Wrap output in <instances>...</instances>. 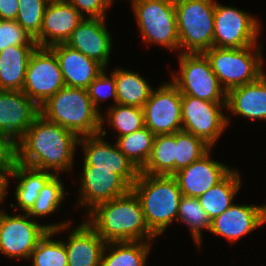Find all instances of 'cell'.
<instances>
[{"mask_svg": "<svg viewBox=\"0 0 266 266\" xmlns=\"http://www.w3.org/2000/svg\"><path fill=\"white\" fill-rule=\"evenodd\" d=\"M79 137L39 114L17 142L18 162L59 175L72 170Z\"/></svg>", "mask_w": 266, "mask_h": 266, "instance_id": "obj_1", "label": "cell"}, {"mask_svg": "<svg viewBox=\"0 0 266 266\" xmlns=\"http://www.w3.org/2000/svg\"><path fill=\"white\" fill-rule=\"evenodd\" d=\"M85 221L106 242H153L157 237L149 230L139 198L127 194L98 204Z\"/></svg>", "mask_w": 266, "mask_h": 266, "instance_id": "obj_2", "label": "cell"}, {"mask_svg": "<svg viewBox=\"0 0 266 266\" xmlns=\"http://www.w3.org/2000/svg\"><path fill=\"white\" fill-rule=\"evenodd\" d=\"M131 190L139 198L146 224L156 237L177 220L183 194L173 176L140 172Z\"/></svg>", "mask_w": 266, "mask_h": 266, "instance_id": "obj_3", "label": "cell"}, {"mask_svg": "<svg viewBox=\"0 0 266 266\" xmlns=\"http://www.w3.org/2000/svg\"><path fill=\"white\" fill-rule=\"evenodd\" d=\"M40 114L80 137L96 135L101 130V114L87 89L64 86L40 107Z\"/></svg>", "mask_w": 266, "mask_h": 266, "instance_id": "obj_4", "label": "cell"}, {"mask_svg": "<svg viewBox=\"0 0 266 266\" xmlns=\"http://www.w3.org/2000/svg\"><path fill=\"white\" fill-rule=\"evenodd\" d=\"M262 46L255 44L243 48L211 47L204 54L221 86L226 90L252 83L264 73Z\"/></svg>", "mask_w": 266, "mask_h": 266, "instance_id": "obj_5", "label": "cell"}, {"mask_svg": "<svg viewBox=\"0 0 266 266\" xmlns=\"http://www.w3.org/2000/svg\"><path fill=\"white\" fill-rule=\"evenodd\" d=\"M180 53L213 47L215 0H174Z\"/></svg>", "mask_w": 266, "mask_h": 266, "instance_id": "obj_6", "label": "cell"}, {"mask_svg": "<svg viewBox=\"0 0 266 266\" xmlns=\"http://www.w3.org/2000/svg\"><path fill=\"white\" fill-rule=\"evenodd\" d=\"M132 3L137 25L146 44L179 50L174 0H135Z\"/></svg>", "mask_w": 266, "mask_h": 266, "instance_id": "obj_7", "label": "cell"}, {"mask_svg": "<svg viewBox=\"0 0 266 266\" xmlns=\"http://www.w3.org/2000/svg\"><path fill=\"white\" fill-rule=\"evenodd\" d=\"M178 73L172 82L181 96H193L211 102H226L227 91L221 86L204 53H179Z\"/></svg>", "mask_w": 266, "mask_h": 266, "instance_id": "obj_8", "label": "cell"}, {"mask_svg": "<svg viewBox=\"0 0 266 266\" xmlns=\"http://www.w3.org/2000/svg\"><path fill=\"white\" fill-rule=\"evenodd\" d=\"M70 221L40 224L27 213L7 214L0 210V252L10 259H29L31 252L49 230L69 225Z\"/></svg>", "mask_w": 266, "mask_h": 266, "instance_id": "obj_9", "label": "cell"}, {"mask_svg": "<svg viewBox=\"0 0 266 266\" xmlns=\"http://www.w3.org/2000/svg\"><path fill=\"white\" fill-rule=\"evenodd\" d=\"M256 16L216 2L214 10L213 47L243 48L258 44L261 31Z\"/></svg>", "mask_w": 266, "mask_h": 266, "instance_id": "obj_10", "label": "cell"}, {"mask_svg": "<svg viewBox=\"0 0 266 266\" xmlns=\"http://www.w3.org/2000/svg\"><path fill=\"white\" fill-rule=\"evenodd\" d=\"M64 86L56 54L49 47H37L29 59L22 92L40 107Z\"/></svg>", "mask_w": 266, "mask_h": 266, "instance_id": "obj_11", "label": "cell"}, {"mask_svg": "<svg viewBox=\"0 0 266 266\" xmlns=\"http://www.w3.org/2000/svg\"><path fill=\"white\" fill-rule=\"evenodd\" d=\"M182 131L203 139L213 147L229 125V118L221 111L226 102H211L193 96H182Z\"/></svg>", "mask_w": 266, "mask_h": 266, "instance_id": "obj_12", "label": "cell"}, {"mask_svg": "<svg viewBox=\"0 0 266 266\" xmlns=\"http://www.w3.org/2000/svg\"><path fill=\"white\" fill-rule=\"evenodd\" d=\"M152 90L143 107L145 126L155 135L182 131V96L172 81Z\"/></svg>", "mask_w": 266, "mask_h": 266, "instance_id": "obj_13", "label": "cell"}, {"mask_svg": "<svg viewBox=\"0 0 266 266\" xmlns=\"http://www.w3.org/2000/svg\"><path fill=\"white\" fill-rule=\"evenodd\" d=\"M105 129L101 128L99 134L79 138L78 146L83 147V166L112 170L132 187L140 171L120 151L116 143L110 144L103 138L107 135Z\"/></svg>", "mask_w": 266, "mask_h": 266, "instance_id": "obj_14", "label": "cell"}, {"mask_svg": "<svg viewBox=\"0 0 266 266\" xmlns=\"http://www.w3.org/2000/svg\"><path fill=\"white\" fill-rule=\"evenodd\" d=\"M82 168L78 204L88 209L87 214L98 204L121 197L131 190V187L112 170L94 169V166Z\"/></svg>", "mask_w": 266, "mask_h": 266, "instance_id": "obj_15", "label": "cell"}, {"mask_svg": "<svg viewBox=\"0 0 266 266\" xmlns=\"http://www.w3.org/2000/svg\"><path fill=\"white\" fill-rule=\"evenodd\" d=\"M211 149L200 159L173 174L184 196L198 198L222 181L233 169L211 158Z\"/></svg>", "mask_w": 266, "mask_h": 266, "instance_id": "obj_16", "label": "cell"}, {"mask_svg": "<svg viewBox=\"0 0 266 266\" xmlns=\"http://www.w3.org/2000/svg\"><path fill=\"white\" fill-rule=\"evenodd\" d=\"M265 223V205L235 203L211 221L209 232L233 244Z\"/></svg>", "mask_w": 266, "mask_h": 266, "instance_id": "obj_17", "label": "cell"}, {"mask_svg": "<svg viewBox=\"0 0 266 266\" xmlns=\"http://www.w3.org/2000/svg\"><path fill=\"white\" fill-rule=\"evenodd\" d=\"M106 25V18L85 17L72 31L65 44L94 59L107 69L112 50V38Z\"/></svg>", "mask_w": 266, "mask_h": 266, "instance_id": "obj_18", "label": "cell"}, {"mask_svg": "<svg viewBox=\"0 0 266 266\" xmlns=\"http://www.w3.org/2000/svg\"><path fill=\"white\" fill-rule=\"evenodd\" d=\"M39 114V106L22 91L0 90L1 133L18 142Z\"/></svg>", "mask_w": 266, "mask_h": 266, "instance_id": "obj_19", "label": "cell"}, {"mask_svg": "<svg viewBox=\"0 0 266 266\" xmlns=\"http://www.w3.org/2000/svg\"><path fill=\"white\" fill-rule=\"evenodd\" d=\"M84 17L68 2L47 4L39 35L34 39L38 47L65 43Z\"/></svg>", "mask_w": 266, "mask_h": 266, "instance_id": "obj_20", "label": "cell"}, {"mask_svg": "<svg viewBox=\"0 0 266 266\" xmlns=\"http://www.w3.org/2000/svg\"><path fill=\"white\" fill-rule=\"evenodd\" d=\"M58 59L65 86L87 89L105 69L94 59L75 50L65 43L49 47Z\"/></svg>", "mask_w": 266, "mask_h": 266, "instance_id": "obj_21", "label": "cell"}, {"mask_svg": "<svg viewBox=\"0 0 266 266\" xmlns=\"http://www.w3.org/2000/svg\"><path fill=\"white\" fill-rule=\"evenodd\" d=\"M64 242L68 266H100L106 242L84 220Z\"/></svg>", "mask_w": 266, "mask_h": 266, "instance_id": "obj_22", "label": "cell"}, {"mask_svg": "<svg viewBox=\"0 0 266 266\" xmlns=\"http://www.w3.org/2000/svg\"><path fill=\"white\" fill-rule=\"evenodd\" d=\"M225 110L252 121L266 120V74L252 83L228 90Z\"/></svg>", "mask_w": 266, "mask_h": 266, "instance_id": "obj_23", "label": "cell"}, {"mask_svg": "<svg viewBox=\"0 0 266 266\" xmlns=\"http://www.w3.org/2000/svg\"><path fill=\"white\" fill-rule=\"evenodd\" d=\"M55 176L54 173L29 167L17 162L10 177L17 179L14 196L16 204L24 213H28L34 206L39 192Z\"/></svg>", "mask_w": 266, "mask_h": 266, "instance_id": "obj_24", "label": "cell"}, {"mask_svg": "<svg viewBox=\"0 0 266 266\" xmlns=\"http://www.w3.org/2000/svg\"><path fill=\"white\" fill-rule=\"evenodd\" d=\"M38 46H10L0 52V90L22 91L26 68Z\"/></svg>", "mask_w": 266, "mask_h": 266, "instance_id": "obj_25", "label": "cell"}, {"mask_svg": "<svg viewBox=\"0 0 266 266\" xmlns=\"http://www.w3.org/2000/svg\"><path fill=\"white\" fill-rule=\"evenodd\" d=\"M239 173L236 168L233 169L222 181L198 197L210 221L234 204L233 199L242 186Z\"/></svg>", "mask_w": 266, "mask_h": 266, "instance_id": "obj_26", "label": "cell"}, {"mask_svg": "<svg viewBox=\"0 0 266 266\" xmlns=\"http://www.w3.org/2000/svg\"><path fill=\"white\" fill-rule=\"evenodd\" d=\"M115 79L117 104L143 108L153 88L140 74L124 68L112 70Z\"/></svg>", "mask_w": 266, "mask_h": 266, "instance_id": "obj_27", "label": "cell"}, {"mask_svg": "<svg viewBox=\"0 0 266 266\" xmlns=\"http://www.w3.org/2000/svg\"><path fill=\"white\" fill-rule=\"evenodd\" d=\"M152 244L148 241L106 243L100 266H146Z\"/></svg>", "mask_w": 266, "mask_h": 266, "instance_id": "obj_28", "label": "cell"}, {"mask_svg": "<svg viewBox=\"0 0 266 266\" xmlns=\"http://www.w3.org/2000/svg\"><path fill=\"white\" fill-rule=\"evenodd\" d=\"M175 146V133L156 135L149 159L140 172L149 175L173 176Z\"/></svg>", "mask_w": 266, "mask_h": 266, "instance_id": "obj_29", "label": "cell"}, {"mask_svg": "<svg viewBox=\"0 0 266 266\" xmlns=\"http://www.w3.org/2000/svg\"><path fill=\"white\" fill-rule=\"evenodd\" d=\"M155 134L146 126L128 135L118 137L116 145L140 171L146 164L154 145Z\"/></svg>", "mask_w": 266, "mask_h": 266, "instance_id": "obj_30", "label": "cell"}, {"mask_svg": "<svg viewBox=\"0 0 266 266\" xmlns=\"http://www.w3.org/2000/svg\"><path fill=\"white\" fill-rule=\"evenodd\" d=\"M105 121L109 123L108 125L112 130L114 129L118 132L116 138L145 127L143 108L134 106L120 104L110 106L107 108L106 115L101 114V128H104Z\"/></svg>", "mask_w": 266, "mask_h": 266, "instance_id": "obj_31", "label": "cell"}, {"mask_svg": "<svg viewBox=\"0 0 266 266\" xmlns=\"http://www.w3.org/2000/svg\"><path fill=\"white\" fill-rule=\"evenodd\" d=\"M69 228L71 223L60 229L49 230L31 252V266H68L64 242L61 239L53 240L51 237Z\"/></svg>", "mask_w": 266, "mask_h": 266, "instance_id": "obj_32", "label": "cell"}, {"mask_svg": "<svg viewBox=\"0 0 266 266\" xmlns=\"http://www.w3.org/2000/svg\"><path fill=\"white\" fill-rule=\"evenodd\" d=\"M177 221L188 225L190 234L200 249L202 245V230L209 231L211 221L205 210L201 207L198 198L182 195Z\"/></svg>", "mask_w": 266, "mask_h": 266, "instance_id": "obj_33", "label": "cell"}, {"mask_svg": "<svg viewBox=\"0 0 266 266\" xmlns=\"http://www.w3.org/2000/svg\"><path fill=\"white\" fill-rule=\"evenodd\" d=\"M175 173L204 156L212 147L185 131L175 133Z\"/></svg>", "mask_w": 266, "mask_h": 266, "instance_id": "obj_34", "label": "cell"}, {"mask_svg": "<svg viewBox=\"0 0 266 266\" xmlns=\"http://www.w3.org/2000/svg\"><path fill=\"white\" fill-rule=\"evenodd\" d=\"M59 177V175H55L39 192L34 206L27 213L32 219L33 217L50 215L57 211L62 204L66 194L69 192L65 191L64 184Z\"/></svg>", "mask_w": 266, "mask_h": 266, "instance_id": "obj_35", "label": "cell"}, {"mask_svg": "<svg viewBox=\"0 0 266 266\" xmlns=\"http://www.w3.org/2000/svg\"><path fill=\"white\" fill-rule=\"evenodd\" d=\"M18 2L16 21L35 39L40 33L44 11L48 3L46 0H18Z\"/></svg>", "mask_w": 266, "mask_h": 266, "instance_id": "obj_36", "label": "cell"}, {"mask_svg": "<svg viewBox=\"0 0 266 266\" xmlns=\"http://www.w3.org/2000/svg\"><path fill=\"white\" fill-rule=\"evenodd\" d=\"M10 46H38L16 20H0V52Z\"/></svg>", "mask_w": 266, "mask_h": 266, "instance_id": "obj_37", "label": "cell"}, {"mask_svg": "<svg viewBox=\"0 0 266 266\" xmlns=\"http://www.w3.org/2000/svg\"><path fill=\"white\" fill-rule=\"evenodd\" d=\"M88 95L94 105L99 111L100 103L106 101L108 98H113V105L117 104L116 87L114 75L110 73L107 75L104 69L98 77L88 86Z\"/></svg>", "mask_w": 266, "mask_h": 266, "instance_id": "obj_38", "label": "cell"}, {"mask_svg": "<svg viewBox=\"0 0 266 266\" xmlns=\"http://www.w3.org/2000/svg\"><path fill=\"white\" fill-rule=\"evenodd\" d=\"M18 162L17 142L9 135L0 132V174L7 178V188L11 172Z\"/></svg>", "mask_w": 266, "mask_h": 266, "instance_id": "obj_39", "label": "cell"}, {"mask_svg": "<svg viewBox=\"0 0 266 266\" xmlns=\"http://www.w3.org/2000/svg\"><path fill=\"white\" fill-rule=\"evenodd\" d=\"M85 18H106V12L111 7L109 0H67Z\"/></svg>", "mask_w": 266, "mask_h": 266, "instance_id": "obj_40", "label": "cell"}, {"mask_svg": "<svg viewBox=\"0 0 266 266\" xmlns=\"http://www.w3.org/2000/svg\"><path fill=\"white\" fill-rule=\"evenodd\" d=\"M18 9V0H0V20H16Z\"/></svg>", "mask_w": 266, "mask_h": 266, "instance_id": "obj_41", "label": "cell"}, {"mask_svg": "<svg viewBox=\"0 0 266 266\" xmlns=\"http://www.w3.org/2000/svg\"><path fill=\"white\" fill-rule=\"evenodd\" d=\"M7 191V178L0 174V203L6 199Z\"/></svg>", "mask_w": 266, "mask_h": 266, "instance_id": "obj_42", "label": "cell"}, {"mask_svg": "<svg viewBox=\"0 0 266 266\" xmlns=\"http://www.w3.org/2000/svg\"><path fill=\"white\" fill-rule=\"evenodd\" d=\"M47 3H59V2H67V0H46Z\"/></svg>", "mask_w": 266, "mask_h": 266, "instance_id": "obj_43", "label": "cell"}, {"mask_svg": "<svg viewBox=\"0 0 266 266\" xmlns=\"http://www.w3.org/2000/svg\"><path fill=\"white\" fill-rule=\"evenodd\" d=\"M111 4H113V0H109ZM115 1V0H114ZM135 0H130V2H133Z\"/></svg>", "mask_w": 266, "mask_h": 266, "instance_id": "obj_44", "label": "cell"}]
</instances>
